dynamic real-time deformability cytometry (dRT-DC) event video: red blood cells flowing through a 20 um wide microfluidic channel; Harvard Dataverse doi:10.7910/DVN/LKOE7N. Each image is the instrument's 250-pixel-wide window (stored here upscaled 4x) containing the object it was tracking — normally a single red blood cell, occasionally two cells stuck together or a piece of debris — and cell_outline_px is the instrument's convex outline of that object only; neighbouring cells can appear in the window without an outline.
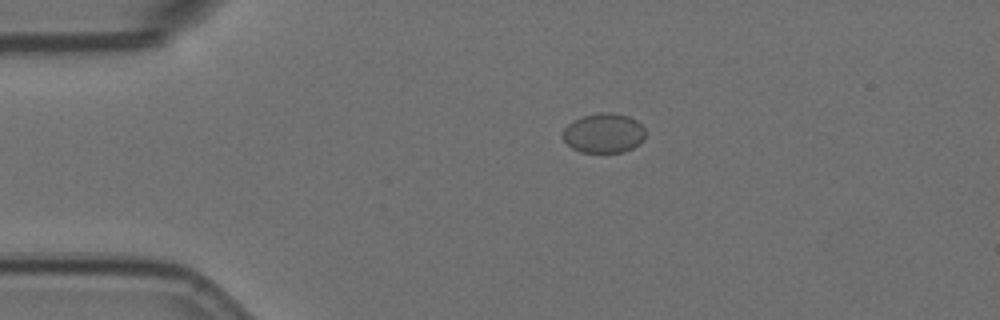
{"species": "Egyptian fruit bat (a non-hibernating species)", "species_latin": "Rousettus aegyptiacus", "temperature_condition": "room temperature", "stored_images_in_passage": 7, "camera_frame_rate_fps": 3000, "um_per_image_px": 0.085, "animal": {"sex": "female"}, "frame": {"image": 1, "passage_image": 1, "time_ms": 0.0, "image_size_px": [1000, 320], "cell_outline_px": [[644, 140], [640, 144], [624, 152], [580, 152], [572, 148], [560, 136], [564, 128], [572, 120], [580, 116], [596, 112], [612, 112], [628, 116], [636, 120], [644, 128]], "centroid_in_image_um": [51.29, 11.3], "position_along_channel_um": 33.7, "area_um2": 19.42}}
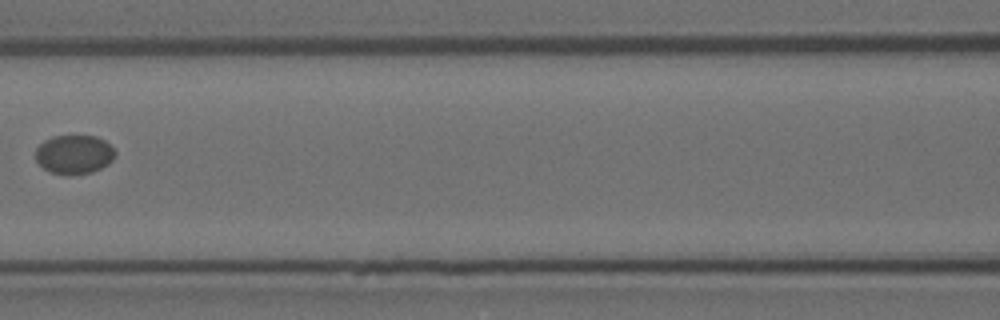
{"frame": {"image": 2, "passage_image": 5, "time_ms": 1.333, "image_size_px": [1000, 320], "cell_outline_px": [[116, 156], [108, 164], [92, 172], [72, 176], [68, 176], [52, 172], [44, 168], [36, 160], [36, 148], [44, 140], [52, 136], [96, 136], [104, 140], [116, 152]], "centroid_in_image_um": [6.3, 13.14], "position_along_channel_um": 160.3, "area_um2": 18.15}}
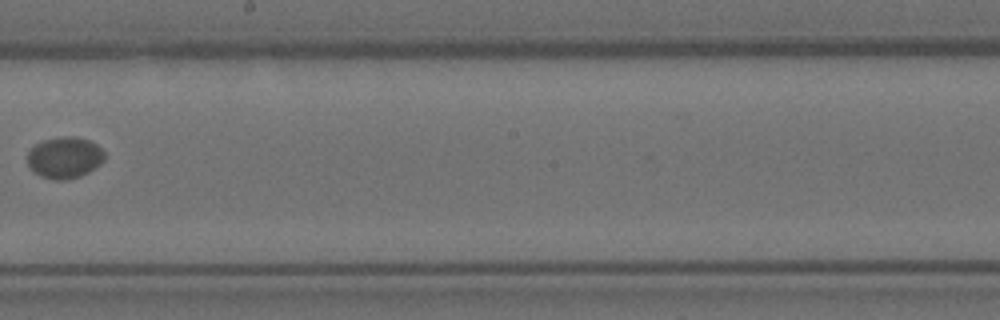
{"frame": {"image": 3, "passage_image": 7, "time_ms": 2.0, "image_size_px": [1000, 320], "cell_outline_px": [[104, 160], [100, 164], [88, 172], [80, 176], [68, 180], [56, 180], [40, 176], [28, 164], [28, 152], [36, 144], [44, 140], [60, 136], [76, 136], [88, 140], [96, 144], [104, 152]], "centroid_in_image_um": [5.51, 13.39], "position_along_channel_um": 242.7, "area_um2": 18.5}}